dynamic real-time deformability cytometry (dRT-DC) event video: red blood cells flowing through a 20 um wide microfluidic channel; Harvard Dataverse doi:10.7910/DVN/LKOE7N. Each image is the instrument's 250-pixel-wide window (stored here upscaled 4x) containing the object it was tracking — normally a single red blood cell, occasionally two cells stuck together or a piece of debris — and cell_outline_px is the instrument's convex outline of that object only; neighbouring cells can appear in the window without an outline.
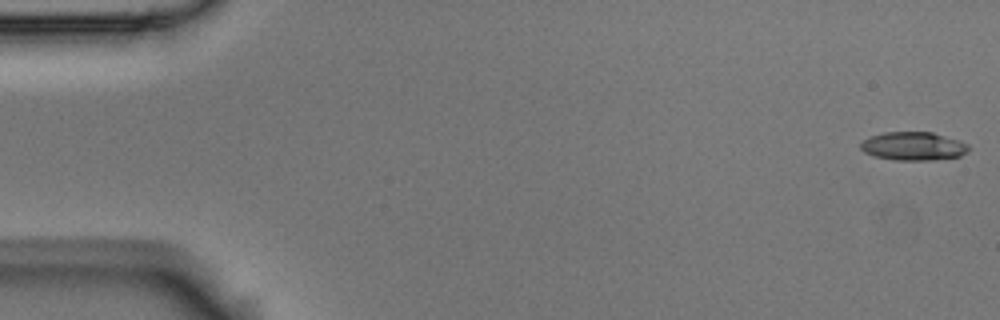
{"species": "Egyptian fruit bat (a non-hibernating species)", "species_latin": "Rousettus aegyptiacus", "temperature_condition": "room temperature", "stored_images_in_passage": 57, "camera_frame_rate_fps": 3000, "um_per_image_px": 0.085, "animal": {"sex": "male"}, "frame": {"image": 1, "passage_image": 1, "time_ms": 0.0, "image_size_px": [1000, 320], "cell_outline_px": [[968, 152], [960, 156], [932, 160], [896, 160], [872, 156], [864, 152], [860, 148], [860, 144], [868, 136], [884, 132], [932, 132], [960, 140], [968, 144]], "centroid_in_image_um": [77.62, 12.42], "position_along_channel_um": 7.4, "area_um2": 18.03}}
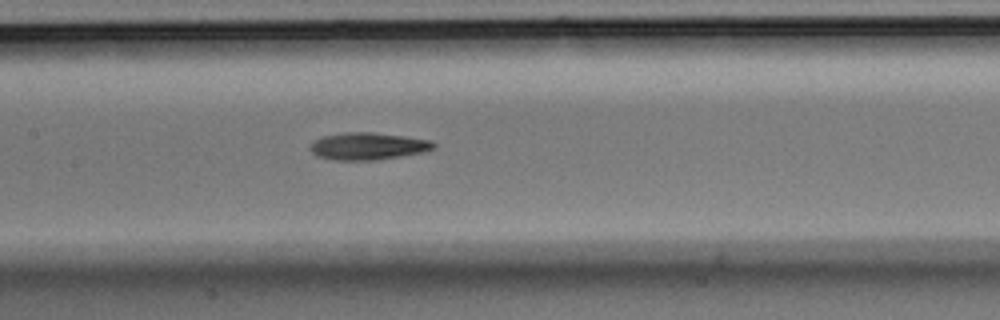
{"frame": {"image": 2, "passage_image": 27, "time_ms": 8.667, "image_size_px": [1000, 320], "cell_outline_px": [[436, 148], [424, 152], [372, 160], [336, 160], [320, 156], [312, 152], [308, 148], [312, 140], [324, 136], [344, 132], [372, 132], [404, 136], [432, 140], [436, 144]], "centroid_in_image_um": [31.28, 12.41], "position_along_channel_um": 176.1, "area_um2": 19.54}}
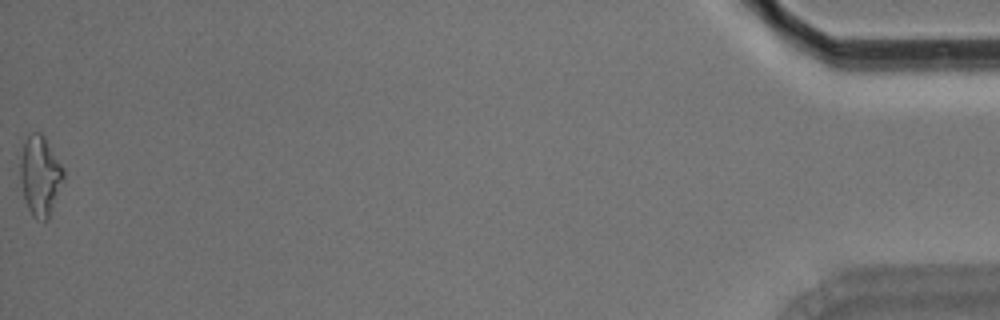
{"frame": {"image": 3, "passage_image": 57, "time_ms": 18.667, "image_size_px": [1000, 320], "cell_outline_px": [[64, 180], [48, 220], [36, 220], [32, 216], [28, 208], [24, 196], [20, 180], [20, 160], [24, 144], [28, 132], [40, 132], [44, 136], [64, 168]], "centroid_in_image_um": [3.42, 14.94], "position_along_channel_um": 431.8, "area_um2": 20.23}, "authors_computed_cell_mechanics": {"area_um2": 18.6116, "velocity_mm_per_s": 3.5477, "shape_relaxation_time_tau1_ms": null, "shape_relaxation_time_tau2_ms": 6.7579, "deformation_change_tau1": null, "deformation_change_tau2": 0.1869}}